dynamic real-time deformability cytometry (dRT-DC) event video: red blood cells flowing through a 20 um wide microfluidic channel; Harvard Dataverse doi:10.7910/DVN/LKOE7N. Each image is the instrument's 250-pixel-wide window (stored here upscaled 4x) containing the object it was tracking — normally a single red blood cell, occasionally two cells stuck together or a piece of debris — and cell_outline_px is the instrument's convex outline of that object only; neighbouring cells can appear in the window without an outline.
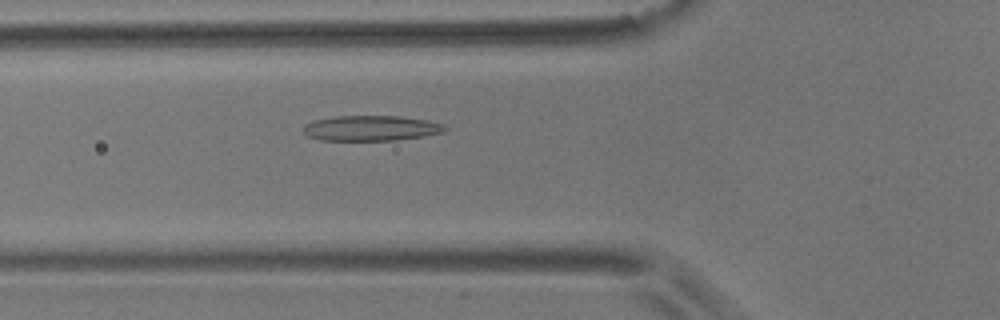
{"species": "common noctule bat (a hibernating species)", "species_latin": "Nyctalus noctula", "temperature_condition": "room temperature", "stored_images_in_passage": 55, "camera_frame_rate_fps": 3000, "um_per_image_px": 0.085, "animal": {"sex": "male", "body_mass_g": 17.9}, "frame": {"image": 1, "passage_image": 19, "time_ms": 6.0, "image_size_px": [1000, 320], "cell_outline_px": [[448, 128], [444, 132], [424, 136], [396, 140], [320, 140], [308, 136], [304, 132], [304, 124], [312, 120], [336, 116], [400, 116], [428, 120], [444, 124]], "centroid_in_image_um": [31.55, 10.89], "position_along_channel_um": 94.2, "area_um2": 20.98}}
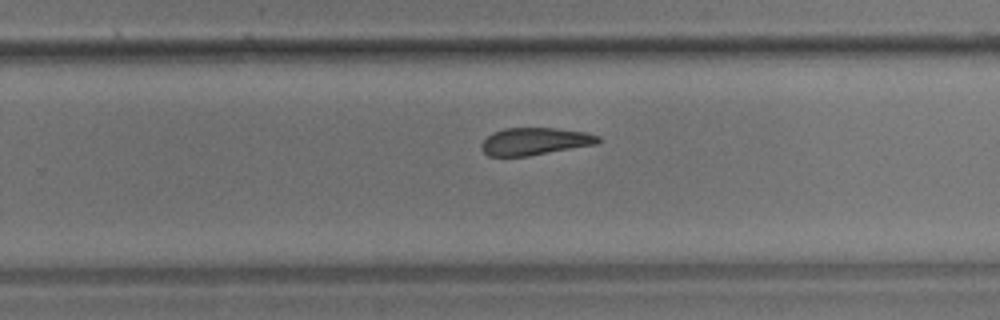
{"frame": {"image": 2, "passage_image": 35, "time_ms": 11.333, "image_size_px": [1000, 320], "cell_outline_px": [[600, 144], [528, 156], [488, 156], [480, 148], [480, 144], [492, 132], [504, 128], [556, 128], [588, 132], [600, 136]], "centroid_in_image_um": [45.5, 12.01], "position_along_channel_um": 284.3, "area_um2": 18.9}}
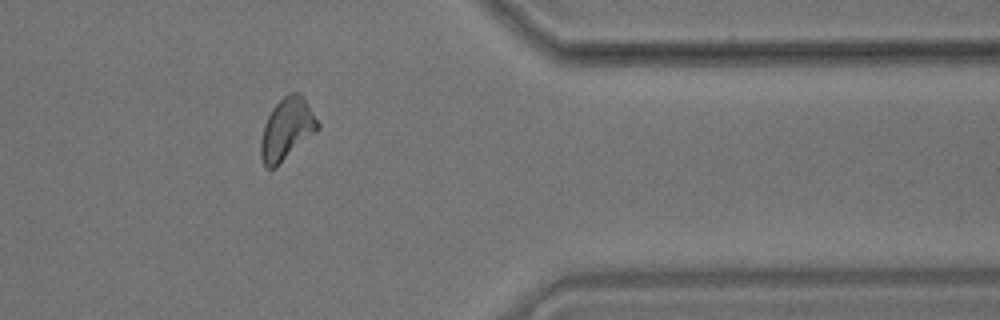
{"frame": {"image": 3, "passage_image": 45, "time_ms": 14.667, "image_size_px": [1000, 320], "cell_outline_px": [[320, 128], [316, 132], [276, 168], [264, 168], [260, 156], [260, 140], [264, 124], [272, 108], [288, 92], [300, 92], [304, 96], [320, 124]], "centroid_in_image_um": [24.38, 10.98], "position_along_channel_um": 387.0, "area_um2": 20.87}, "authors_computed_cell_mechanics": {"area_um2": 20.1144, "velocity_mm_per_s": 3.5627, "shape_relaxation_time_tau1_ms": 10.1355, "shape_relaxation_time_tau2_ms": 2.4054, "deformation_change_tau1": 0.205, "deformation_change_tau2": 0.1007}}